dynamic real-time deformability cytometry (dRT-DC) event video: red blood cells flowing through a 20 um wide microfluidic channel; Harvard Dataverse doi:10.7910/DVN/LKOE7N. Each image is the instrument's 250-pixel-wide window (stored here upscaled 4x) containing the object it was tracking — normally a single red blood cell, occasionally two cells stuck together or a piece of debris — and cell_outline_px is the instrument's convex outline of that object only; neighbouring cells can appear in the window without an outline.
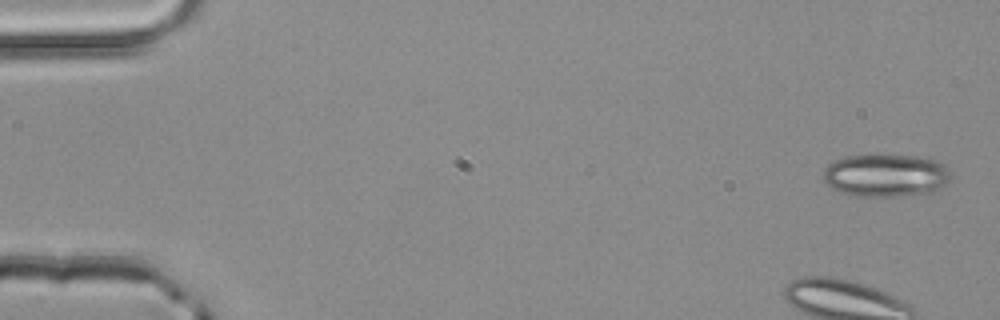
{"species": "common noctule bat (a hibernating species)", "species_latin": "Nyctalus noctula", "temperature_condition": "room temperature", "stored_images_in_passage": 51, "camera_frame_rate_fps": 3000, "um_per_image_px": 0.085, "animal": {"sex": "male", "body_mass_g": 20.4}, "frame": {"image": 1, "passage_image": 1, "time_ms": 0.0, "image_size_px": [1000, 320], "cell_outline_px": [[952, 176], [940, 188], [932, 192], [896, 196], [848, 196], [832, 188], [824, 180], [824, 168], [828, 164], [844, 156], [916, 156], [936, 160], [944, 164], [948, 168]], "centroid_in_image_um": [75.29, 14.92], "position_along_channel_um": 9.7, "area_um2": 31.62}}